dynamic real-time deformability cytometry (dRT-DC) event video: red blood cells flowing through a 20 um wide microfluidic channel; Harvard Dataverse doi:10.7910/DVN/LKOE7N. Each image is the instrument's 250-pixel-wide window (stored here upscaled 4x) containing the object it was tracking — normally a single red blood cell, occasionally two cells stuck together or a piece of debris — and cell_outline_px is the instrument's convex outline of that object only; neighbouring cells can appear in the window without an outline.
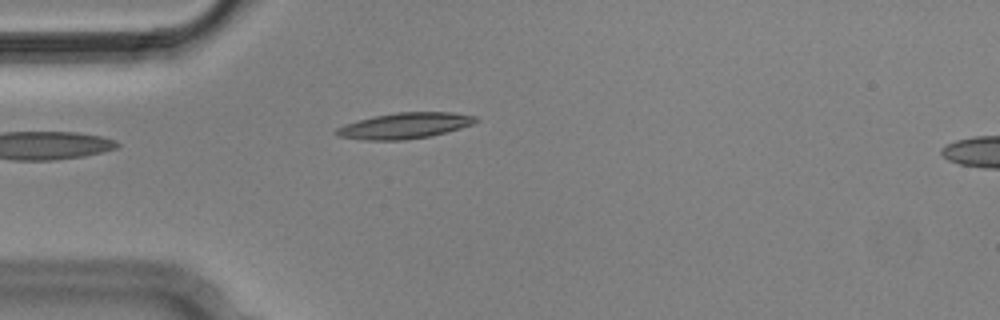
{"species": "Egyptian fruit bat (a non-hibernating species)", "species_latin": "Rousettus aegyptiacus", "temperature_condition": "cold", "stored_images_in_passage": 2, "camera_frame_rate_fps": 3000, "um_per_image_px": 0.085, "animal": {"sex": "male"}, "frame": {"image": 1, "passage_image": 2, "time_ms": 0.333, "image_size_px": [1000, 320], "cell_outline_px": [[480, 120], [472, 124], [460, 128], [428, 136], [404, 140], [364, 140], [336, 136], [332, 132], [336, 128], [344, 124], [372, 116], [396, 112], [452, 112], [476, 116]], "centroid_in_image_um": [34.34, 10.68], "position_along_channel_um": 50.7, "area_um2": 21.1}}